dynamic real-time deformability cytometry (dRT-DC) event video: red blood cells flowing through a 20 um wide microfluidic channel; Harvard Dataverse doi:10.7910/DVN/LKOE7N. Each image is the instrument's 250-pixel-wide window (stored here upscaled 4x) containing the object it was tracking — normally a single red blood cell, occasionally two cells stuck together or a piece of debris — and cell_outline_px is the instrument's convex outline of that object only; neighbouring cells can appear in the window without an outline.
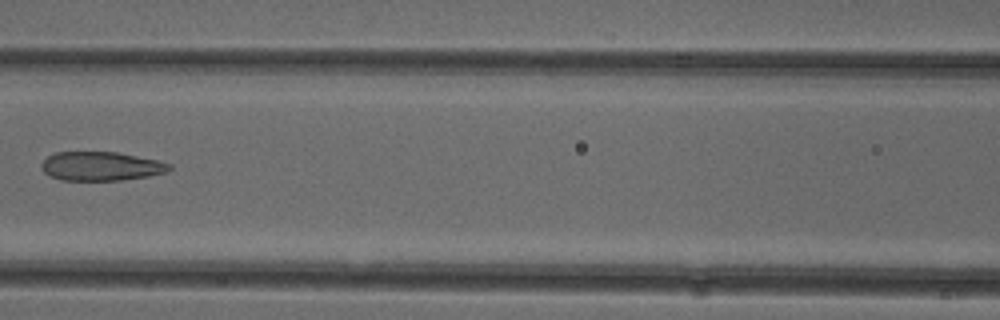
{"species": "common noctule bat (a hibernating species)", "species_latin": "Nyctalus noctula", "temperature_condition": "cold", "stored_images_in_passage": 6, "camera_frame_rate_fps": 3000, "um_per_image_px": 0.085, "animal": {"sex": "female"}, "frame": {"image": 1, "passage_image": 5, "time_ms": 4.667, "image_size_px": [1000, 320], "cell_outline_px": [[172, 168], [168, 172], [148, 176], [120, 180], [60, 180], [48, 176], [40, 168], [40, 164], [48, 156], [56, 152], [116, 152], [156, 160], [172, 164]], "centroid_in_image_um": [8.56, 14.13], "position_along_channel_um": 158.0, "area_um2": 21.62}}
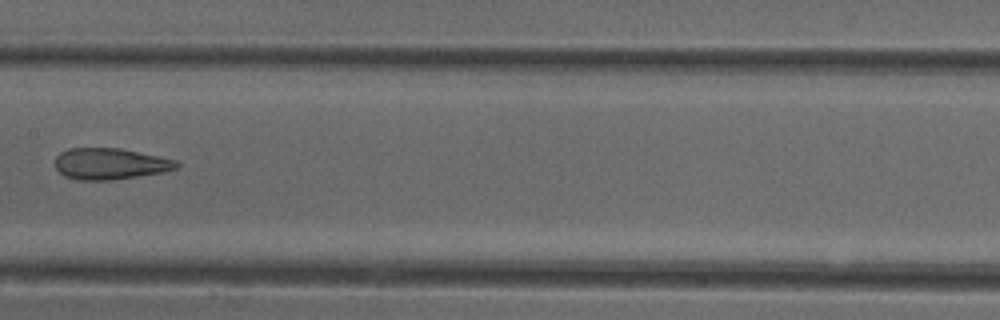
{"frame": {"image": 2, "passage_image": 6, "time_ms": 5.667, "image_size_px": [1000, 320], "cell_outline_px": [[180, 164], [176, 168], [160, 172], [112, 180], [80, 180], [64, 176], [56, 168], [56, 156], [60, 152], [68, 148], [120, 148], [160, 156], [176, 160]], "centroid_in_image_um": [9.34, 13.91], "position_along_channel_um": 198.1, "area_um2": 22.02}}